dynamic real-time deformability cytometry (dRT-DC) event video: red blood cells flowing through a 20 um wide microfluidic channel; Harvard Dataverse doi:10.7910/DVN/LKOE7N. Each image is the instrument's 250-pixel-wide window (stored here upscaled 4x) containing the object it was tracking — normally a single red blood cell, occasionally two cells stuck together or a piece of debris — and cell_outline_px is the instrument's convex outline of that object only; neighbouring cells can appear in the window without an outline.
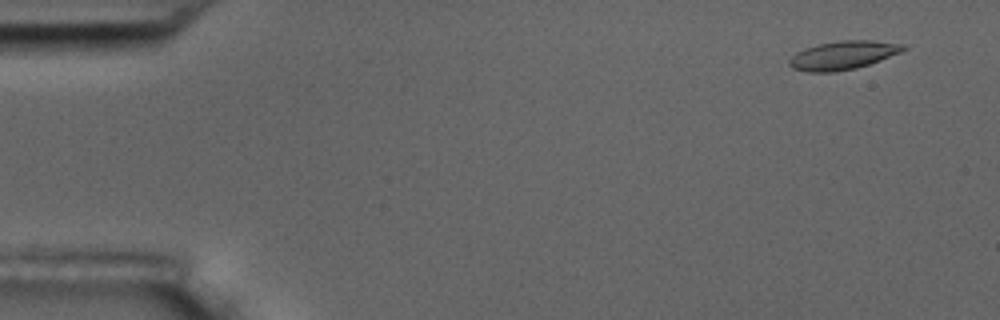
{"species": "common noctule bat (a hibernating species)", "species_latin": "Nyctalus noctula", "temperature_condition": "room temperature", "stored_images_in_passage": 4, "camera_frame_rate_fps": 3000, "um_per_image_px": 0.085, "animal": {"sex": "male", "body_mass_g": 17.5, "forearm_length_mm": 52.3}, "frame": {"image": 1, "passage_image": 1, "time_ms": 0.0, "image_size_px": [1000, 320], "cell_outline_px": [[908, 48], [900, 52], [880, 60], [856, 68], [836, 72], [808, 72], [792, 68], [788, 64], [788, 60], [796, 52], [804, 48], [816, 44], [840, 40], [872, 40], [904, 44]], "centroid_in_image_um": [71.62, 4.69], "position_along_channel_um": 13.4, "area_um2": 19.07}}
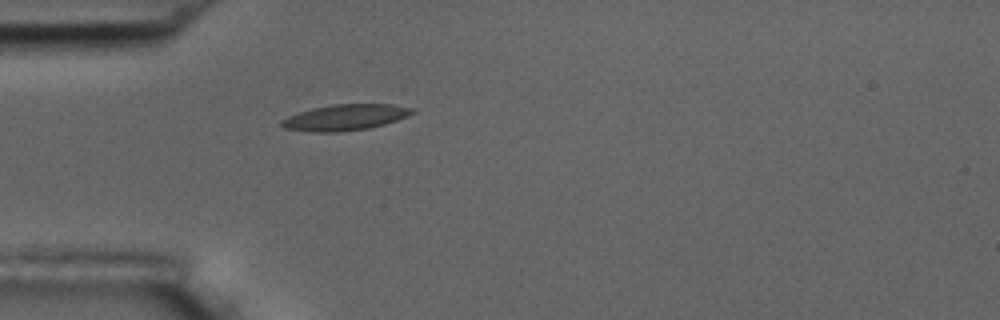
{"frame": {"image": 2, "passage_image": 4, "time_ms": 4.333, "image_size_px": [1000, 320], "cell_outline_px": [[416, 112], [408, 116], [384, 124], [368, 128], [340, 132], [312, 132], [284, 128], [280, 124], [280, 120], [288, 116], [312, 108], [332, 104], [392, 104], [412, 108]], "centroid_in_image_um": [29.33, 9.97], "position_along_channel_um": 55.7, "area_um2": 19.77}}